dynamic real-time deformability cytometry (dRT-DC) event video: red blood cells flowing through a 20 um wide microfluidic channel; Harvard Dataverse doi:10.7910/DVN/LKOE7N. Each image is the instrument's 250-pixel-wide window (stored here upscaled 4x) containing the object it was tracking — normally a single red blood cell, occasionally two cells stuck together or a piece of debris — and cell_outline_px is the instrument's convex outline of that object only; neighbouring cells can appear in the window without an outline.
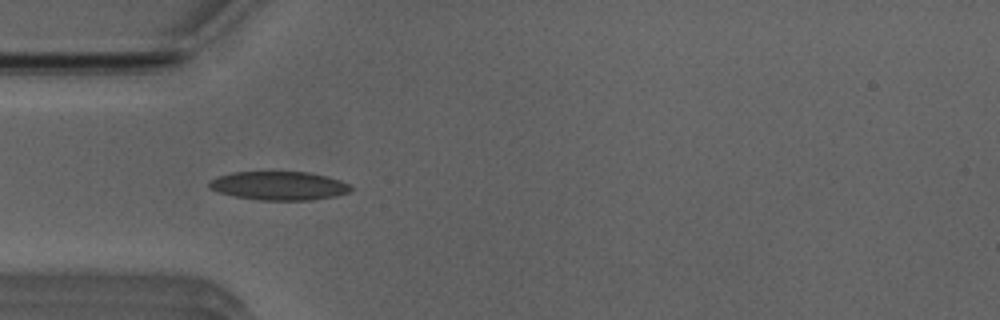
{"species": "Egyptian fruit bat (a non-hibernating species)", "species_latin": "Rousettus aegyptiacus", "temperature_condition": "room temperature", "stored_images_in_passage": 38, "camera_frame_rate_fps": 3000, "um_per_image_px": 0.085, "animal": {"sex": "male"}, "frame": {"image": 1, "passage_image": 2, "time_ms": 0.333, "image_size_px": [1000, 320], "cell_outline_px": [[352, 188], [348, 192], [336, 196], [312, 200], [260, 200], [236, 196], [216, 192], [208, 188], [208, 180], [216, 176], [232, 172], [308, 172], [328, 176], [340, 180], [348, 184]], "centroid_in_image_um": [23.66, 15.78], "position_along_channel_um": 61.3, "area_um2": 23.81}}
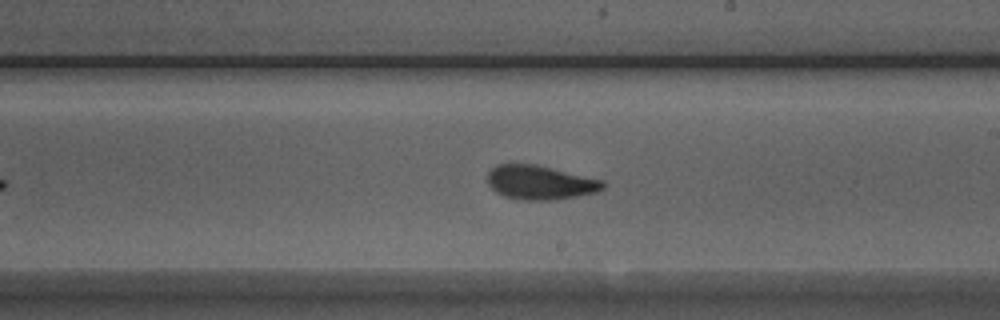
{"frame": {"image": 2, "passage_image": 16, "time_ms": 5.0, "image_size_px": [1000, 320], "cell_outline_px": [[604, 188], [596, 192], [556, 200], [524, 200], [504, 196], [496, 192], [488, 184], [488, 172], [496, 164], [536, 164], [604, 180]], "centroid_in_image_um": [45.91, 15.51], "position_along_channel_um": 243.1, "area_um2": 22.95}}
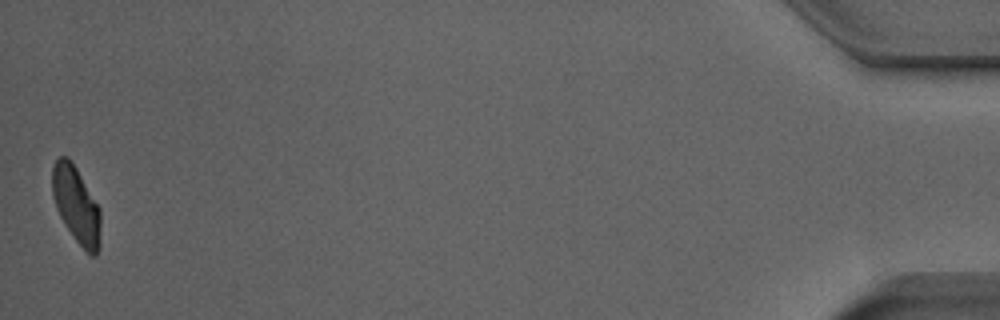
{"frame": {"image": 3, "passage_image": 38, "time_ms": 12.333, "image_size_px": [1000, 320], "cell_outline_px": [[100, 248], [96, 256], [92, 256], [76, 240], [64, 224], [56, 208], [52, 196], [52, 168], [56, 160], [60, 156], [68, 156], [72, 160], [100, 208]], "centroid_in_image_um": [6.48, 17.4], "position_along_channel_um": 428.7, "area_um2": 21.68}, "authors_computed_cell_mechanics": {"area_um2": 22.7443, "velocity_mm_per_s": 3.9201, "shape_relaxation_time_tau1_ms": 3.1404, "shape_relaxation_time_tau2_ms": 1.5822, "deformation_change_tau1": 0.1346, "deformation_change_tau2": 0.0688}}